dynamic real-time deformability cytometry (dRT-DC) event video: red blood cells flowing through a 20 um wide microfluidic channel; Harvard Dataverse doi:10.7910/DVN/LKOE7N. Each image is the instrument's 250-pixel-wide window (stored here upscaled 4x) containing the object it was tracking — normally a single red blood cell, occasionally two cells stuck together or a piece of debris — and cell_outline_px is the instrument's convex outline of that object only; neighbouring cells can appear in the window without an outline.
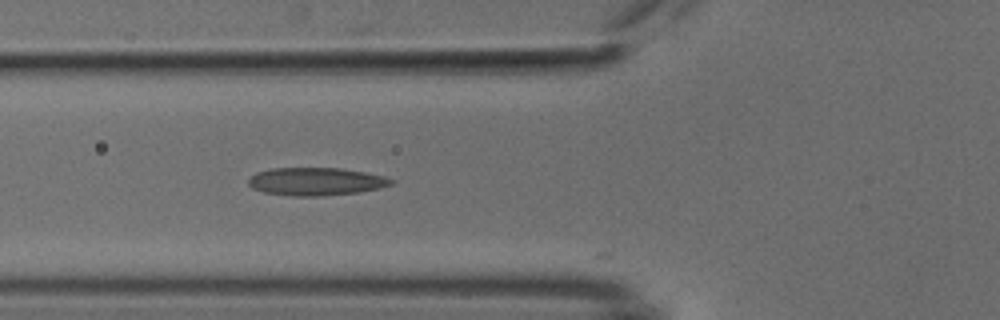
{"species": "common noctule bat (a hibernating species)", "species_latin": "Nyctalus noctula", "temperature_condition": "cold", "stored_images_in_passage": 19, "camera_frame_rate_fps": 3000, "um_per_image_px": 0.085, "animal": {"sex": "male", "body_mass_g": 18.8}, "frame": {"image": 1, "passage_image": 2, "time_ms": 0.333, "image_size_px": [1000, 320], "cell_outline_px": [[396, 180], [392, 184], [380, 188], [360, 192], [324, 196], [292, 196], [264, 192], [252, 188], [248, 184], [248, 180], [256, 172], [272, 168], [340, 168], [364, 172], [384, 176]], "centroid_in_image_um": [26.87, 15.43], "position_along_channel_um": 98.9, "area_um2": 23.29}}
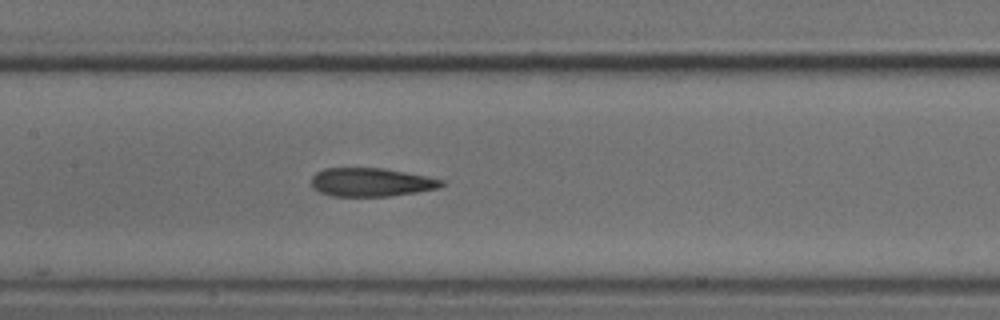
{"frame": {"image": 2, "passage_image": 8, "time_ms": 2.333, "image_size_px": [1000, 320], "cell_outline_px": [[444, 184], [440, 188], [416, 192], [388, 196], [332, 196], [320, 192], [312, 188], [312, 176], [316, 172], [324, 168], [384, 168], [428, 176], [444, 180]], "centroid_in_image_um": [31.55, 15.48], "position_along_channel_um": 175.8, "area_um2": 21.73}}
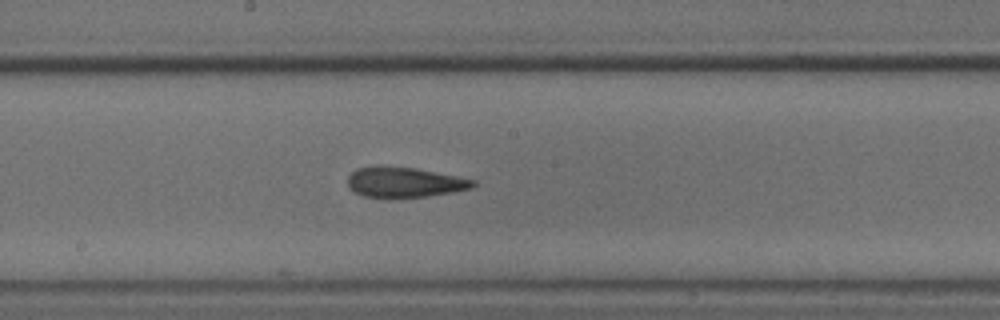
{"frame": {"image": 3, "passage_image": 11, "time_ms": 3.333, "image_size_px": [1000, 320], "cell_outline_px": [[476, 184], [472, 188], [452, 192], [428, 196], [364, 196], [348, 188], [348, 176], [356, 168], [380, 164], [416, 168], [476, 180]], "centroid_in_image_um": [34.36, 15.45], "position_along_channel_um": 213.8, "area_um2": 21.96}}